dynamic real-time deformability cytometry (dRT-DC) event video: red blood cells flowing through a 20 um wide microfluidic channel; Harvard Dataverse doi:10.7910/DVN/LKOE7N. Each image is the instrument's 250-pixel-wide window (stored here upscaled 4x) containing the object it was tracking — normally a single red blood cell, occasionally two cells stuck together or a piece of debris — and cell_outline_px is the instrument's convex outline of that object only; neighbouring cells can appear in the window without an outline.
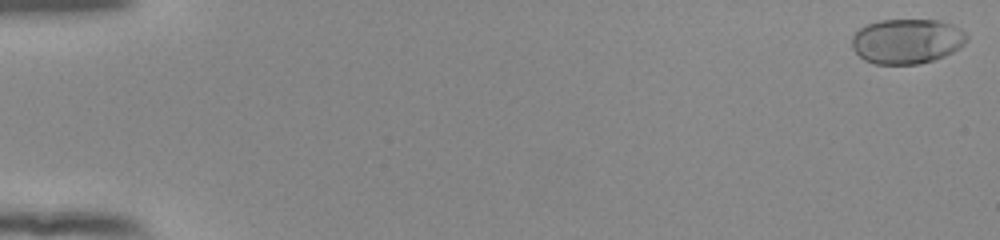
{"species": "human", "species_latin": "Homo sapiens", "temperature_condition": "room temperature", "stored_images_in_passage": 54, "camera_frame_rate_fps": 3000, "um_per_image_px": 0.085, "donor": {"sex": "female"}, "frame": {"image": 1, "passage_image": 1, "time_ms": 0.0, "image_size_px": [1000, 240], "cell_outline_px": [[968, 40], [964, 44], [952, 52], [944, 56], [920, 64], [876, 64], [864, 60], [852, 48], [852, 36], [864, 24], [880, 20], [936, 20], [952, 24], [960, 28], [968, 36]], "centroid_in_image_um": [77.08, 3.5], "position_along_channel_um": 7.9, "area_um2": 30.17}}
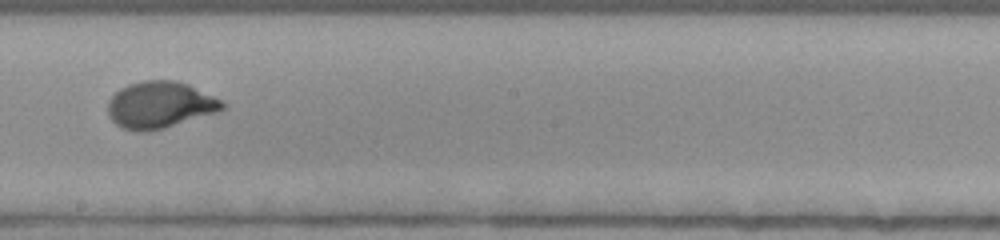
{"frame": {"image": 2, "passage_image": 32, "time_ms": 10.333, "image_size_px": [1000, 240], "cell_outline_px": [[228, 104], [220, 112], [164, 128], [144, 132], [136, 132], [120, 128], [108, 116], [108, 100], [120, 88], [128, 84], [144, 80], [176, 80], [188, 84]], "centroid_in_image_um": [13.58, 8.93], "position_along_channel_um": 234.6, "area_um2": 31.44}}
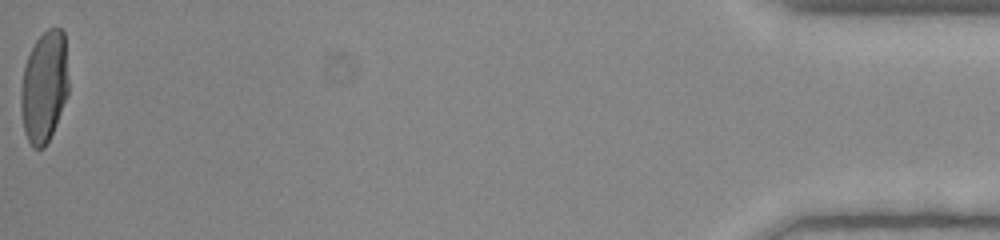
{"frame": {"image": 3, "passage_image": 54, "time_ms": 17.667, "image_size_px": [1000, 240], "cell_outline_px": [[68, 96], [56, 124], [44, 148], [32, 148], [24, 132], [20, 112], [20, 88], [24, 64], [36, 40], [48, 28], [60, 28], [64, 32], [68, 80]], "centroid_in_image_um": [3.74, 7.39], "position_along_channel_um": 431.5, "area_um2": 31.21}, "authors_computed_cell_mechanics": {"area_um2": 30.345, "velocity_mm_per_s": 3.9211, "shape_relaxation_time_tau1_ms": 3.3534, "shape_relaxation_time_tau2_ms": null, "deformation_change_tau1": 0.1924, "deformation_change_tau2": null}}